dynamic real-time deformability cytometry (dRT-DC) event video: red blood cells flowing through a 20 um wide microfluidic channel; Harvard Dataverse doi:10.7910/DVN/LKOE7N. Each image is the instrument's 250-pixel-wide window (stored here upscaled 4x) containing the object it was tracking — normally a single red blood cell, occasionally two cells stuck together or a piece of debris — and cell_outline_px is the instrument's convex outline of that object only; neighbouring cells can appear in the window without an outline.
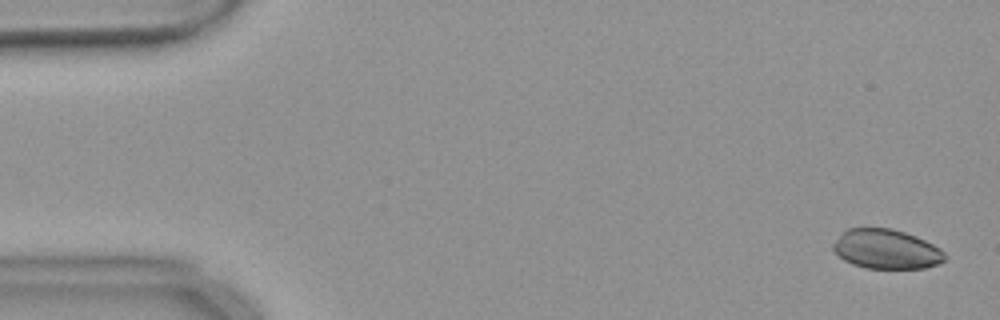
{"species": "common noctule bat (a hibernating species)", "species_latin": "Nyctalus noctula", "temperature_condition": "warm", "stored_images_in_passage": 55, "camera_frame_rate_fps": 3000, "um_per_image_px": 0.085, "animal": {"sex": "female", "body_mass_g": 18.4}, "frame": {"image": 1, "passage_image": 2, "time_ms": 0.333, "image_size_px": [1000, 320], "cell_outline_px": [[944, 260], [940, 264], [924, 268], [864, 268], [852, 264], [844, 260], [832, 248], [832, 244], [840, 232], [848, 228], [888, 228], [904, 232], [916, 236], [940, 248], [944, 252]], "centroid_in_image_um": [75.3, 21.17], "position_along_channel_um": 9.7, "area_um2": 25.72}}
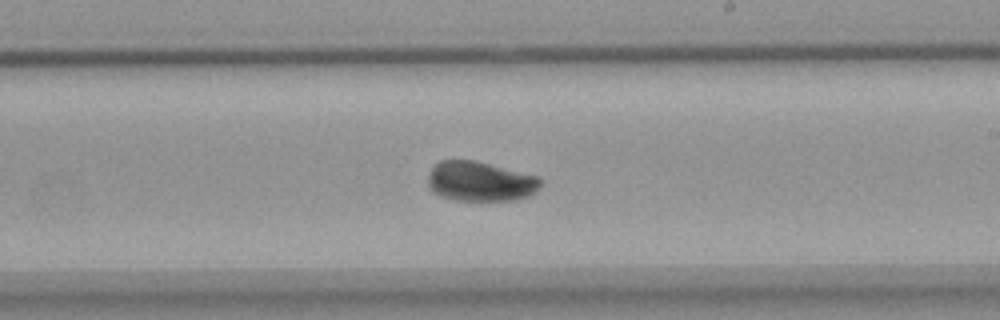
{"frame": {"image": 2, "passage_image": 32, "time_ms": 10.333, "image_size_px": [1000, 320], "cell_outline_px": [[540, 184], [536, 192], [528, 196], [516, 200], [480, 204], [452, 200], [440, 196], [432, 192], [428, 188], [428, 176], [432, 168], [440, 160], [476, 160], [536, 176], [540, 180]], "centroid_in_image_um": [40.78, 15.48], "position_along_channel_um": 248.2, "area_um2": 27.05}}
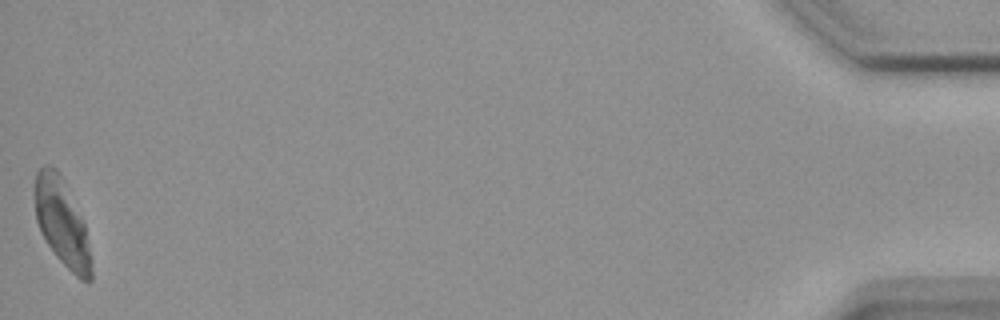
{"frame": {"image": 3, "passage_image": 55, "time_ms": 18.0, "image_size_px": [1000, 320], "cell_outline_px": [[92, 280], [88, 284], [80, 280], [56, 256], [44, 240], [40, 232], [36, 220], [36, 172], [44, 164], [52, 164], [60, 172], [64, 180], [84, 224], [92, 260]], "centroid_in_image_um": [5.28, 18.95], "position_along_channel_um": 429.9, "area_um2": 28.61}, "authors_computed_cell_mechanics": {"area_um2": 27.2816, "velocity_mm_per_s": 3.6547, "shape_relaxation_time_tau1_ms": 3.1046, "shape_relaxation_time_tau2_ms": 6.0224, "deformation_change_tau1": 0.136, "deformation_change_tau2": 0.0667}}